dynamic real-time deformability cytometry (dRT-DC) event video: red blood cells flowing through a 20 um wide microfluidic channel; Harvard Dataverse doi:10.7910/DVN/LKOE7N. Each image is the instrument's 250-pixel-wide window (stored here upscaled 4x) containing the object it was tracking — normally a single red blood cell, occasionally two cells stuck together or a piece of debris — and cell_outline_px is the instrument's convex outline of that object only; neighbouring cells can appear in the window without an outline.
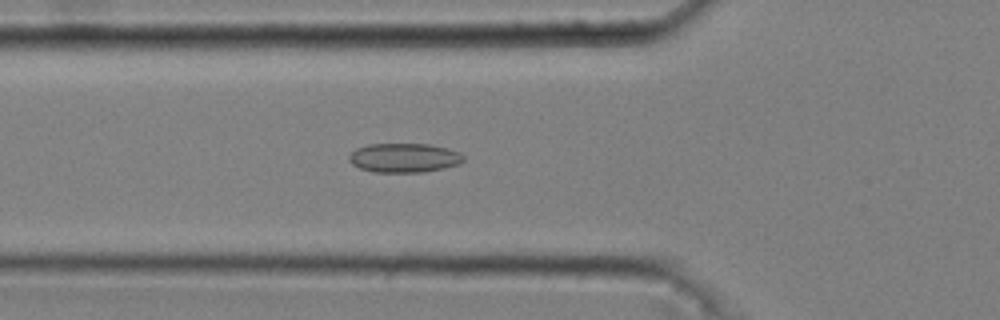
{"species": "common noctule bat (a hibernating species)", "species_latin": "Nyctalus noctula", "temperature_condition": "cold", "stored_images_in_passage": 35, "camera_frame_rate_fps": 3000, "um_per_image_px": 0.085, "animal": {"sex": "male", "body_mass_g": 20.4}, "frame": {"image": 1, "passage_image": 10, "time_ms": 3.0, "image_size_px": [1000, 320], "cell_outline_px": [[464, 160], [460, 164], [444, 168], [424, 172], [372, 172], [360, 168], [352, 164], [348, 160], [348, 156], [356, 148], [368, 144], [428, 144], [448, 148], [460, 152], [464, 156]], "centroid_in_image_um": [34.36, 13.41], "position_along_channel_um": 91.4, "area_um2": 19.65}}
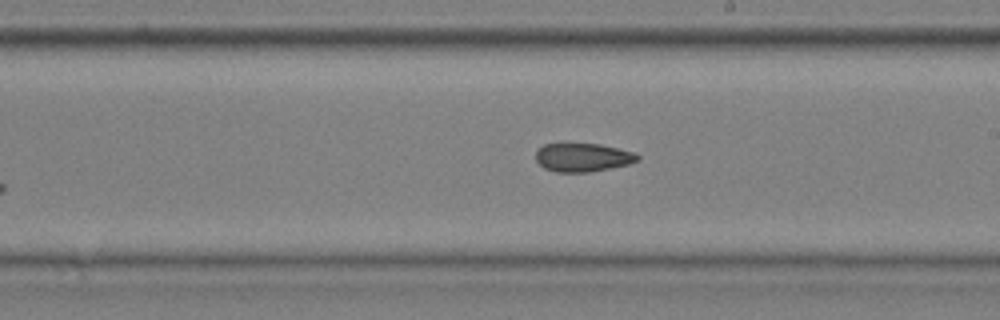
{"frame": {"image": 2, "passage_image": 22, "time_ms": 7.0, "image_size_px": [1000, 320], "cell_outline_px": [[640, 160], [628, 164], [588, 172], [556, 172], [544, 168], [536, 160], [536, 152], [544, 144], [600, 144], [632, 152], [640, 156]], "centroid_in_image_um": [49.53, 13.38], "position_along_channel_um": 239.5, "area_um2": 16.65}}
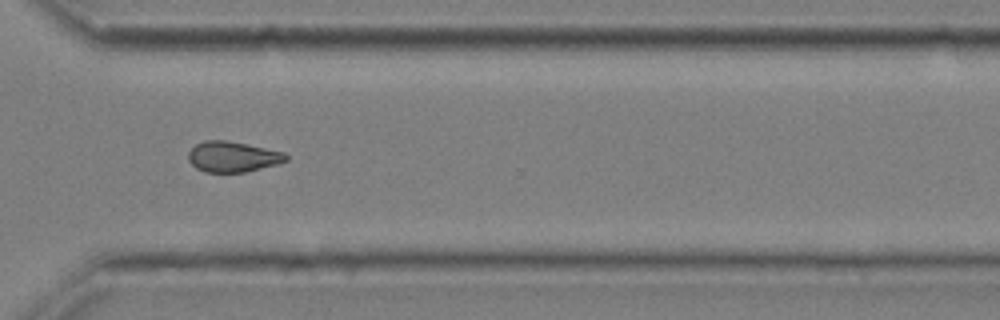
{"frame": {"image": 3, "passage_image": 31, "time_ms": 10.0, "image_size_px": [1000, 320], "cell_outline_px": [[288, 160], [280, 164], [244, 172], [204, 172], [196, 168], [188, 160], [188, 152], [196, 144], [204, 140], [224, 140], [248, 144], [284, 152], [288, 156]], "centroid_in_image_um": [19.79, 13.32], "position_along_channel_um": 350.8, "area_um2": 17.51}, "authors_computed_cell_mechanics": {"area_um2": 17.629, "velocity_mm_per_s": 3.6978, "shape_relaxation_time_tau1_ms": null, "shape_relaxation_time_tau2_ms": 6.4165, "deformation_change_tau1": null, "deformation_change_tau2": 0.1146}}